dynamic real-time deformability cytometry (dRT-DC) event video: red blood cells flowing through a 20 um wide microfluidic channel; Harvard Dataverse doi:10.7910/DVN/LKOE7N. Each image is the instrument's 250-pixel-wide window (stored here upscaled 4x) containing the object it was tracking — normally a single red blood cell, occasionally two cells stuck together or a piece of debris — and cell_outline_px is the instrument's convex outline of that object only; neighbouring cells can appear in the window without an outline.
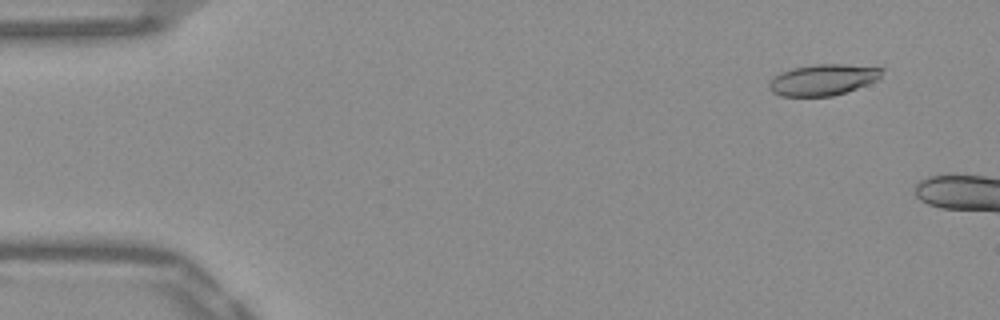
{"species": "Egyptian fruit bat (a non-hibernating species)", "species_latin": "Rousettus aegyptiacus", "temperature_condition": "warm", "stored_images_in_passage": 15, "camera_frame_rate_fps": 3000, "um_per_image_px": 0.085, "frame": {"image": 1, "passage_image": 5, "time_ms": 1.333, "image_size_px": [1000, 320], "cell_outline_px": [[884, 68], [880, 76], [876, 80], [856, 88], [832, 96], [780, 96], [772, 92], [768, 88], [768, 84], [780, 72], [792, 68], [812, 64], [844, 64]], "centroid_in_image_um": [69.92, 6.77], "position_along_channel_um": 15.1, "area_um2": 20.29}}